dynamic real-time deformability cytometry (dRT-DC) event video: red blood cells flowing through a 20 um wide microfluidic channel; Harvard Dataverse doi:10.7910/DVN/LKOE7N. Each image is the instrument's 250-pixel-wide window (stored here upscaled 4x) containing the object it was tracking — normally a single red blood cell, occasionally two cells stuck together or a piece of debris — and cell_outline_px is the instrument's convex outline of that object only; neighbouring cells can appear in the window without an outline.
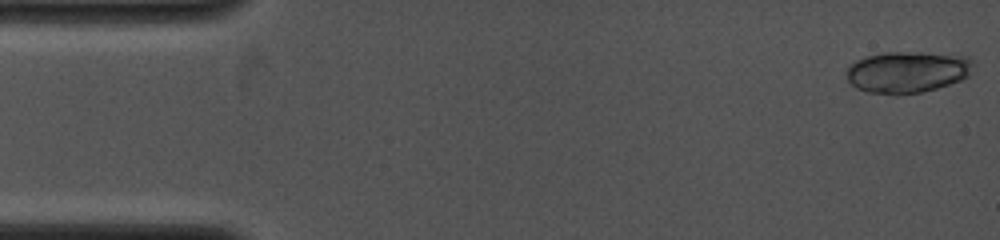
{"species": "common noctule bat (a hibernating species)", "species_latin": "Nyctalus noctula", "temperature_condition": "cold", "stored_images_in_passage": 11, "camera_frame_rate_fps": 4000, "um_per_image_px": 0.085, "animal": {"sex": "female", "body_mass_g": 19.0, "forearm_length_mm": 53.3}, "frame": {"image": 1, "passage_image": 1, "time_ms": 0.0, "image_size_px": [1000, 240], "cell_outline_px": [[976, 64], [968, 76], [960, 80], [936, 88], [920, 92], [896, 96], [892, 96], [868, 92], [856, 88], [848, 80], [848, 64], [856, 60], [868, 56], [884, 52], [924, 52], [968, 56]], "centroid_in_image_um": [77.14, 6.12], "position_along_channel_um": 7.9, "area_um2": 31.04}}
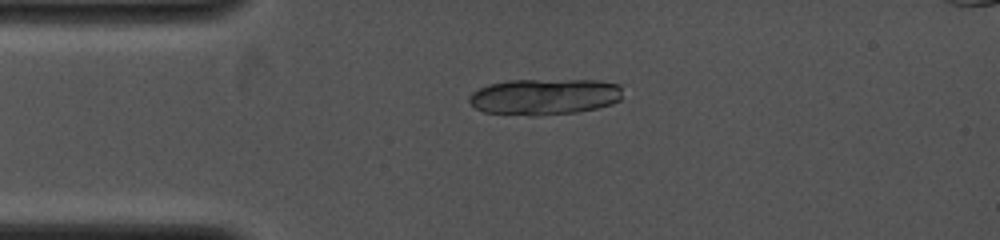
{"frame": {"image": 2, "passage_image": 9, "time_ms": 3.0, "image_size_px": [1000, 240], "cell_outline_px": [[620, 100], [612, 104], [596, 108], [576, 112], [536, 116], [528, 116], [484, 112], [476, 108], [468, 100], [468, 96], [472, 92], [488, 84], [508, 80], [600, 80], [620, 84]], "centroid_in_image_um": [46.26, 8.22], "position_along_channel_um": 38.7, "area_um2": 32.54}}